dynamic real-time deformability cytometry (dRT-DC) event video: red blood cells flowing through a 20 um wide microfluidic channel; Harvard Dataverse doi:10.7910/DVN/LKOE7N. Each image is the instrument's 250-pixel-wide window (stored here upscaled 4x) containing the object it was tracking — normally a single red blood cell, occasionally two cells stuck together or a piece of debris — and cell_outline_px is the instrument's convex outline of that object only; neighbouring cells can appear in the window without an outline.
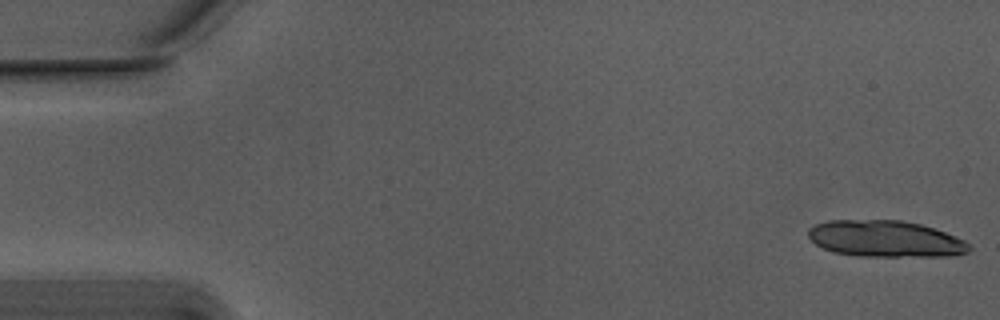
{"species": "Egyptian fruit bat (a non-hibernating species)", "species_latin": "Rousettus aegyptiacus", "temperature_condition": "warm", "stored_images_in_passage": 12, "camera_frame_rate_fps": 3000, "um_per_image_px": 0.085, "animal": {"sex": "male"}, "frame": {"image": 1, "passage_image": 1, "time_ms": 0.0, "image_size_px": [1000, 320], "cell_outline_px": [[972, 248], [968, 252], [956, 256], [860, 256], [832, 252], [816, 244], [808, 236], [808, 228], [816, 224], [828, 220], [900, 220], [920, 224], [944, 232], [964, 240]], "centroid_in_image_um": [75.25, 20.3], "position_along_channel_um": 9.7, "area_um2": 34.16}}